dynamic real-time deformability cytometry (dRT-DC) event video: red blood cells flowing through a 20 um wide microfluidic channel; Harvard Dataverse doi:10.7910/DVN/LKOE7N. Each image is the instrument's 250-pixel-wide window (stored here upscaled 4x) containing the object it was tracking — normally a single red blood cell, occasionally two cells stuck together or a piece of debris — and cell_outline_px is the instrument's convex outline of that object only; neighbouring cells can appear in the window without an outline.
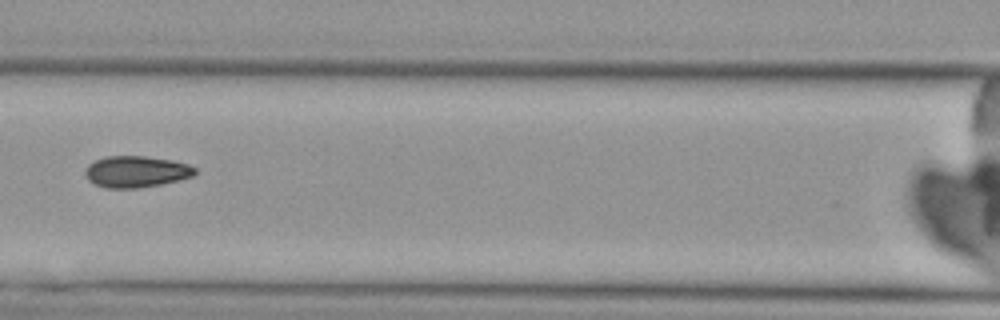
{"species": "Egyptian fruit bat (a non-hibernating species)", "species_latin": "Rousettus aegyptiacus", "temperature_condition": "cold", "stored_images_in_passage": 7, "camera_frame_rate_fps": 3000, "um_per_image_px": 0.085, "animal": {"sex": "female"}, "frame": {"image": 1, "passage_image": 7, "time_ms": 8.0, "image_size_px": [1000, 320], "cell_outline_px": [[196, 172], [192, 176], [180, 180], [160, 184], [136, 188], [104, 188], [88, 180], [84, 172], [88, 164], [104, 156], [144, 156], [172, 160], [188, 164], [196, 168]], "centroid_in_image_um": [11.56, 14.59], "position_along_channel_um": 155.0, "area_um2": 20.11}}